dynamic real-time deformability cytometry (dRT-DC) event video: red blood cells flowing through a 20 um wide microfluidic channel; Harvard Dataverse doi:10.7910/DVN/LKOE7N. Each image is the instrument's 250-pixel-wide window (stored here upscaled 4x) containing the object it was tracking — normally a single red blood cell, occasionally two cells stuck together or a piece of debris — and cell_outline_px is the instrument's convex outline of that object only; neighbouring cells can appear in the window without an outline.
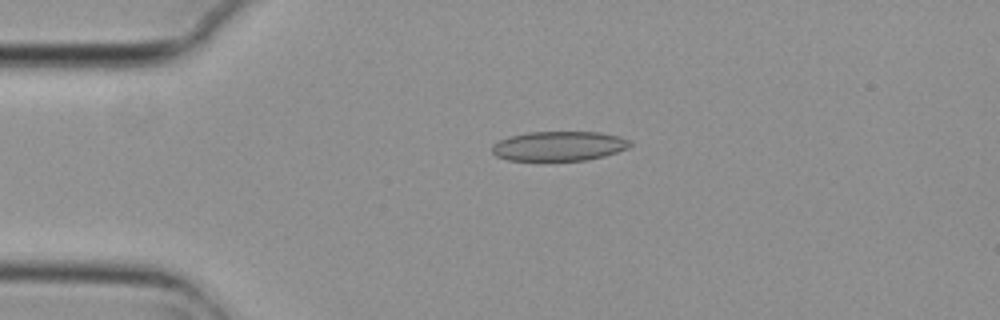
{"species": "common noctule bat (a hibernating species)", "species_latin": "Nyctalus noctula", "temperature_condition": "cold", "stored_images_in_passage": 5, "camera_frame_rate_fps": 3000, "um_per_image_px": 0.085, "animal": {"sex": "female", "body_mass_g": 29.2, "forearm_length_mm": 56.3}, "frame": {"image": 1, "passage_image": 4, "time_ms": 1.0, "image_size_px": [1000, 320], "cell_outline_px": [[632, 144], [628, 148], [604, 156], [588, 160], [508, 160], [496, 156], [492, 152], [492, 144], [508, 136], [528, 132], [600, 132], [620, 136], [632, 140]], "centroid_in_image_um": [47.53, 12.41], "position_along_channel_um": 37.5, "area_um2": 23.93}}